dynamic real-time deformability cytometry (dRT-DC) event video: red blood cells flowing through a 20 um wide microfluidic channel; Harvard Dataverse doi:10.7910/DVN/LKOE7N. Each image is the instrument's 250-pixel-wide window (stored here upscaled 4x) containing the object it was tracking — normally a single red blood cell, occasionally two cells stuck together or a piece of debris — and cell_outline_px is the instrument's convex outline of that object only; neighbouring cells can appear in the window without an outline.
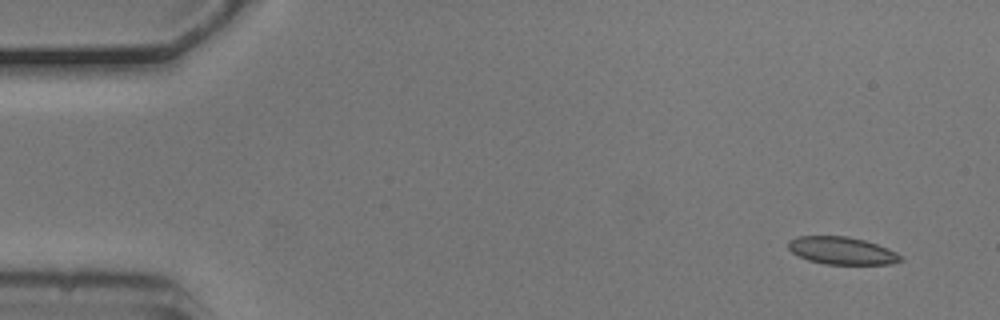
{"species": "common noctule bat (a hibernating species)", "species_latin": "Nyctalus noctula", "temperature_condition": "cold", "stored_images_in_passage": 7, "camera_frame_rate_fps": 3000, "um_per_image_px": 0.085, "animal": {"sex": "male", "body_mass_g": 20.5, "forearm_length_mm": 52.5}, "frame": {"image": 1, "passage_image": 1, "time_ms": 0.0, "image_size_px": [1000, 320], "cell_outline_px": [[904, 260], [892, 264], [824, 264], [808, 260], [792, 252], [788, 248], [788, 240], [796, 236], [848, 236], [864, 240], [888, 248], [904, 256]], "centroid_in_image_um": [71.58, 21.3], "position_along_channel_um": 13.4, "area_um2": 18.15}}
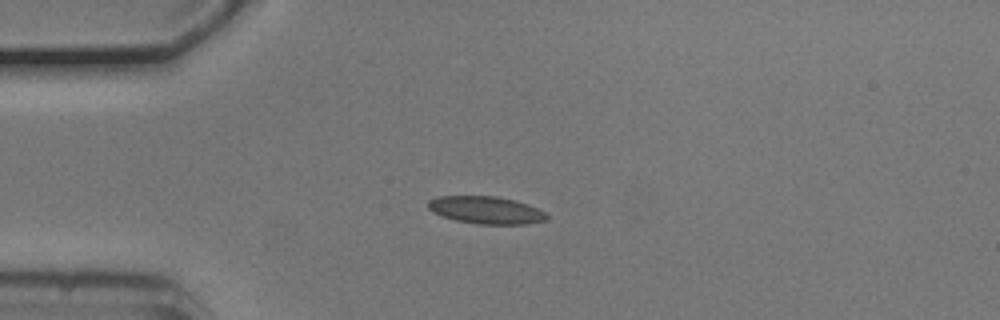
{"frame": {"image": 2, "passage_image": 4, "time_ms": 1.0, "image_size_px": [1000, 320], "cell_outline_px": [[548, 220], [524, 224], [476, 224], [456, 220], [432, 212], [428, 208], [428, 200], [436, 196], [496, 196], [516, 200], [528, 204], [544, 212], [548, 216]], "centroid_in_image_um": [41.31, 17.85], "position_along_channel_um": 43.7, "area_um2": 19.02}}
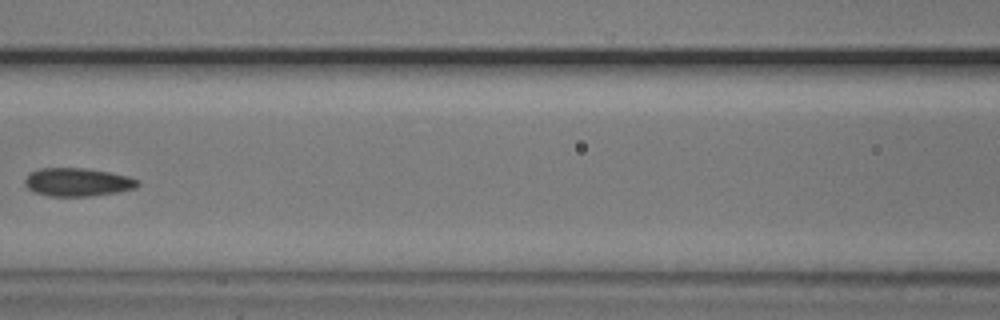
{"frame": {"image": 3, "passage_image": 7, "time_ms": 2.0, "image_size_px": [1000, 320], "cell_outline_px": [[140, 184], [136, 188], [116, 192], [88, 196], [48, 196], [36, 192], [28, 188], [24, 184], [24, 180], [28, 172], [40, 168], [84, 168], [108, 172], [128, 176], [140, 180]], "centroid_in_image_um": [6.58, 15.47], "position_along_channel_um": 160.0, "area_um2": 18.61}}